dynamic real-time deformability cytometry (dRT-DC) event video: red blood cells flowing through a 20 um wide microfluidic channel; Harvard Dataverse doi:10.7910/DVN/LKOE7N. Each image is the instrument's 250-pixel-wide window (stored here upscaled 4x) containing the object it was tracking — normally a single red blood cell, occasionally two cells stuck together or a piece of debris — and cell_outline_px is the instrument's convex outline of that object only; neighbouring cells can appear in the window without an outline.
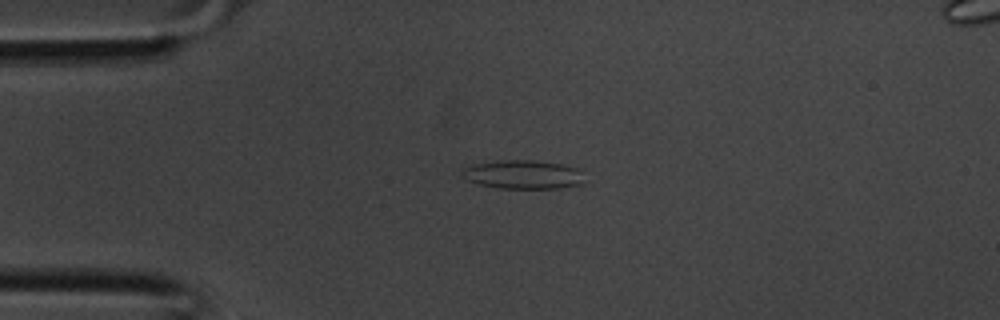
{"species": "common noctule bat (a hibernating species)", "species_latin": "Nyctalus noctula", "temperature_condition": "room temperature", "stored_images_in_passage": 29, "camera_frame_rate_fps": 3000, "um_per_image_px": 0.085, "animal": {"sex": "male", "body_mass_g": 20.1, "forearm_length_mm": 53.5}, "frame": {"image": 1, "passage_image": 1, "time_ms": 0.0, "image_size_px": [1000, 320], "cell_outline_px": [[584, 184], [560, 188], [496, 188], [480, 184], [468, 180], [460, 176], [464, 168], [472, 164], [500, 160], [532, 160], [560, 164], [580, 168], [584, 172]], "centroid_in_image_um": [44.51, 14.83], "position_along_channel_um": 40.5, "area_um2": 20.75}}
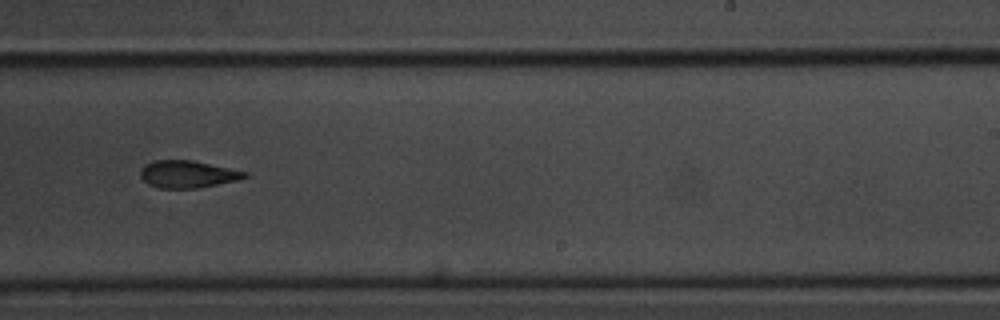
{"frame": {"image": 2, "passage_image": 15, "time_ms": 4.667, "image_size_px": [1000, 320], "cell_outline_px": [[248, 176], [236, 180], [196, 188], [160, 188], [148, 184], [140, 176], [140, 168], [144, 164], [152, 160], [192, 160], [248, 172]], "centroid_in_image_um": [15.89, 14.79], "position_along_channel_um": 273.1, "area_um2": 16.47}}
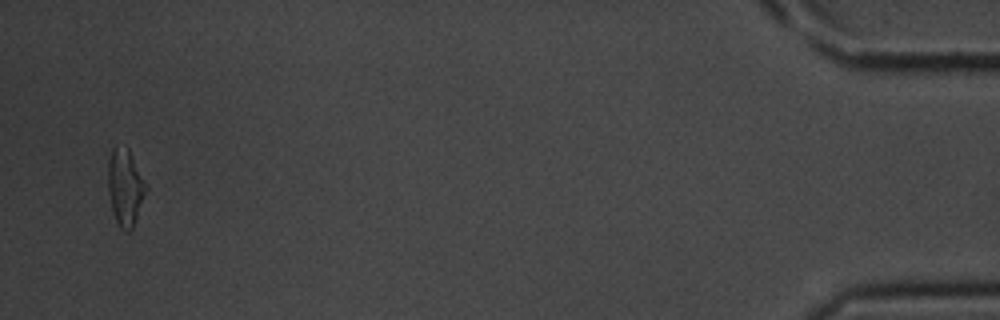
{"frame": {"image": 3, "passage_image": 28, "time_ms": 9.0, "image_size_px": [1000, 320], "cell_outline_px": [[148, 188], [132, 228], [128, 232], [124, 232], [120, 228], [112, 212], [108, 192], [108, 164], [112, 148], [116, 144], [128, 148]], "centroid_in_image_um": [10.62, 15.92], "position_along_channel_um": 424.6, "area_um2": 16.94}}